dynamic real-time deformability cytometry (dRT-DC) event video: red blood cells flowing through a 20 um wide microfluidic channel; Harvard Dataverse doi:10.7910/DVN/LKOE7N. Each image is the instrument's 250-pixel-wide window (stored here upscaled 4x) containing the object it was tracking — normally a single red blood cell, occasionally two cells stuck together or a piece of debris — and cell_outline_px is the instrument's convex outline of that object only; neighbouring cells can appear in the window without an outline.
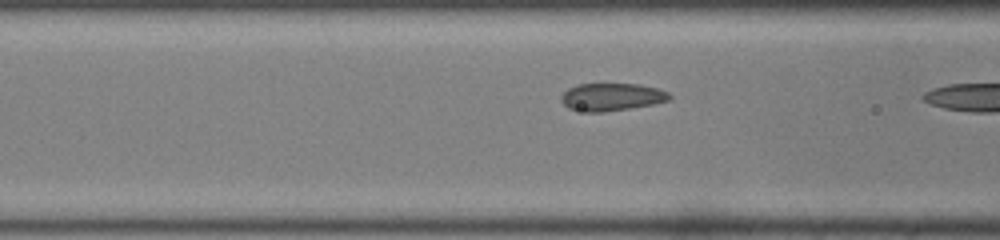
{"species": "common noctule bat (a hibernating species)", "species_latin": "Nyctalus noctula", "temperature_condition": "room temperature", "stored_images_in_passage": 8, "camera_frame_rate_fps": 3000, "um_per_image_px": 0.085, "animal": {"sex": "male", "body_mass_g": 19.0, "forearm_length_mm": 50.8}, "frame": {"image": 1, "passage_image": 7, "time_ms": 2.0, "image_size_px": [1000, 240], "cell_outline_px": [[672, 96], [668, 100], [652, 104], [604, 112], [588, 112], [568, 108], [560, 100], [560, 96], [568, 88], [576, 84], [640, 84], [656, 88], [668, 92]], "centroid_in_image_um": [51.95, 8.23], "position_along_channel_um": 114.6, "area_um2": 17.34}}